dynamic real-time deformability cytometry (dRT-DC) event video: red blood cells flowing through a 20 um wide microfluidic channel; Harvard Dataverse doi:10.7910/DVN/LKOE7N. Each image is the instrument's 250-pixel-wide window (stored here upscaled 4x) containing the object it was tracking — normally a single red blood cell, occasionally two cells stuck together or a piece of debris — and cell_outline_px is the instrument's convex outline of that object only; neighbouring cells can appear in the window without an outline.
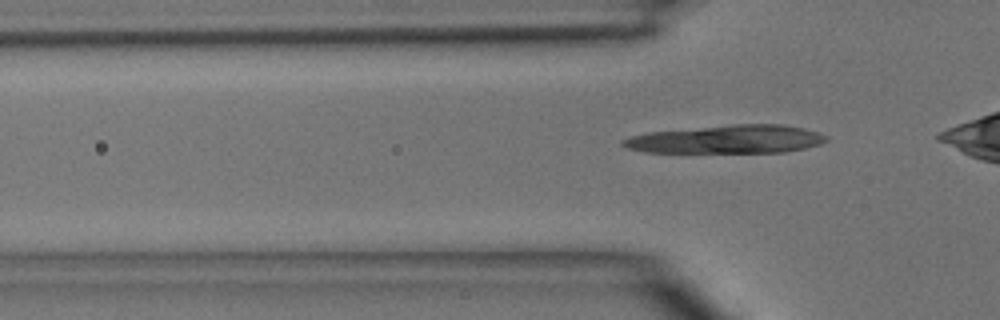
{"species": "common noctule bat (a hibernating species)", "species_latin": "Nyctalus noctula", "temperature_condition": "room temperature", "stored_images_in_passage": 3, "camera_frame_rate_fps": 3000, "um_per_image_px": 0.085, "animal": {"sex": "male", "body_mass_g": 15.6}, "frame": {"image": 1, "passage_image": 3, "time_ms": 2.333, "image_size_px": [1000, 320], "cell_outline_px": [[828, 140], [820, 144], [804, 148], [784, 152], [644, 152], [628, 148], [620, 144], [620, 140], [632, 136], [648, 132], [732, 124], [784, 124], [804, 128], [820, 132], [828, 136]], "centroid_in_image_um": [61.81, 11.83], "position_along_channel_um": 64.0, "area_um2": 33.58}}